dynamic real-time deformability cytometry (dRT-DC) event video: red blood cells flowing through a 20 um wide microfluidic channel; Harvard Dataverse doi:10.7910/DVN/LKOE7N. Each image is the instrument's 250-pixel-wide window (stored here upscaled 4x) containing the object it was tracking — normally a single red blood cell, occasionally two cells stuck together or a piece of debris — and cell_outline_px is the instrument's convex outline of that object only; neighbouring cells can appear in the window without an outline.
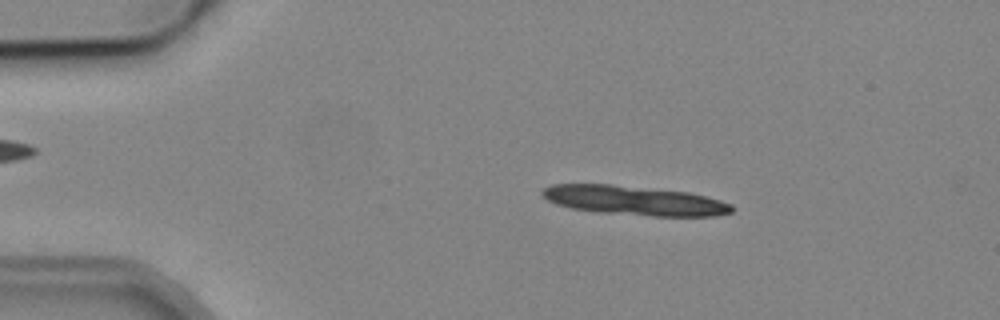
{"species": "common noctule bat (a hibernating species)", "species_latin": "Nyctalus noctula", "temperature_condition": "cold", "stored_images_in_passage": 4, "segment_of_instrument_passage": [1, 2], "camera_frame_rate_fps": 3000, "um_per_image_px": 0.085, "animal": {"sex": "male", "body_mass_g": 19.2, "forearm_length_mm": 51.8}, "frame": {"image": 1, "passage_image": 2, "time_ms": 1.333, "image_size_px": [1000, 320], "cell_outline_px": [[732, 212], [716, 216], [652, 216], [600, 212], [572, 208], [556, 204], [548, 200], [540, 192], [544, 188], [552, 184], [612, 184], [688, 192], [720, 200], [732, 204]], "centroid_in_image_um": [53.92, 17.04], "position_along_channel_um": 31.1, "area_um2": 32.25}}